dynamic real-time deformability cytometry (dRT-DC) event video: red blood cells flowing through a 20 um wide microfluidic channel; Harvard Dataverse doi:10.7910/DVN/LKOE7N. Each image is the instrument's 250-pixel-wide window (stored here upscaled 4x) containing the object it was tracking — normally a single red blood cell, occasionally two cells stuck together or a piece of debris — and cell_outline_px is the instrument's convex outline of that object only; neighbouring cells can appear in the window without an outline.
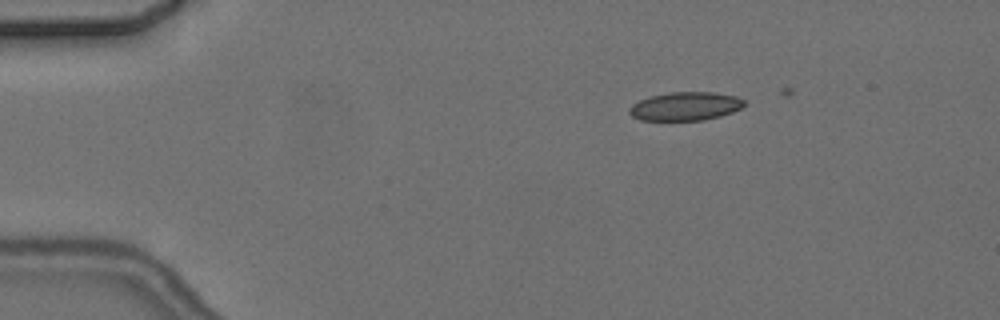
{"species": "common noctule bat (a hibernating species)", "species_latin": "Nyctalus noctula", "temperature_condition": "cold", "stored_images_in_passage": 3, "camera_frame_rate_fps": 3000, "um_per_image_px": 0.085, "animal": {"sex": "female", "body_mass_g": 24.6, "forearm_length_mm": 56.2}, "frame": {"image": 1, "passage_image": 1, "time_ms": 0.0, "image_size_px": [1000, 320], "cell_outline_px": [[748, 104], [732, 112], [720, 116], [704, 120], [640, 120], [632, 116], [628, 112], [628, 108], [632, 104], [648, 96], [668, 92], [712, 92], [736, 96], [744, 100]], "centroid_in_image_um": [58.24, 9.03], "position_along_channel_um": 26.8, "area_um2": 19.25}}